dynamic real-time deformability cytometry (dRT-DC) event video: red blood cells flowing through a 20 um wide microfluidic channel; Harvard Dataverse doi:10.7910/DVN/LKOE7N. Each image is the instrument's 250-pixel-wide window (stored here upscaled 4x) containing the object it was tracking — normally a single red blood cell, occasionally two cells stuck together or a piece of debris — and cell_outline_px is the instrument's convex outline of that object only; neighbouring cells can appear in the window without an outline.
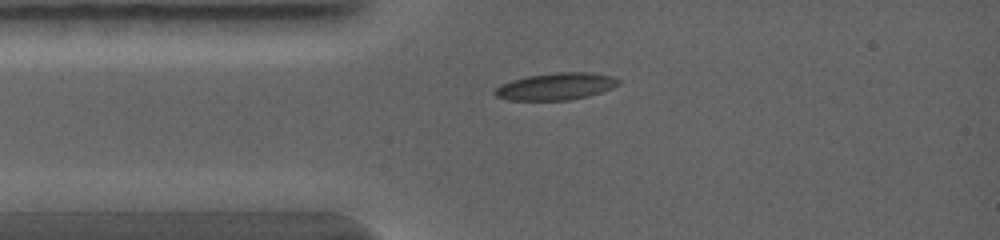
{"species": "common noctule bat (a hibernating species)", "species_latin": "Nyctalus noctula", "temperature_condition": "warm", "stored_images_in_passage": 3, "camera_frame_rate_fps": 5000, "um_per_image_px": 0.085, "animal": {"sex": "female", "body_mass_g": 19.0, "forearm_length_mm": 56.7}, "frame": {"image": 1, "passage_image": 1, "time_ms": 0.0, "image_size_px": [1000, 240], "cell_outline_px": [[620, 84], [612, 88], [588, 96], [568, 100], [508, 100], [496, 96], [492, 92], [500, 84], [512, 80], [528, 76], [556, 72], [588, 72], [612, 76], [620, 80]], "centroid_in_image_um": [47.24, 7.34], "position_along_channel_um": 37.8, "area_um2": 19.48}}